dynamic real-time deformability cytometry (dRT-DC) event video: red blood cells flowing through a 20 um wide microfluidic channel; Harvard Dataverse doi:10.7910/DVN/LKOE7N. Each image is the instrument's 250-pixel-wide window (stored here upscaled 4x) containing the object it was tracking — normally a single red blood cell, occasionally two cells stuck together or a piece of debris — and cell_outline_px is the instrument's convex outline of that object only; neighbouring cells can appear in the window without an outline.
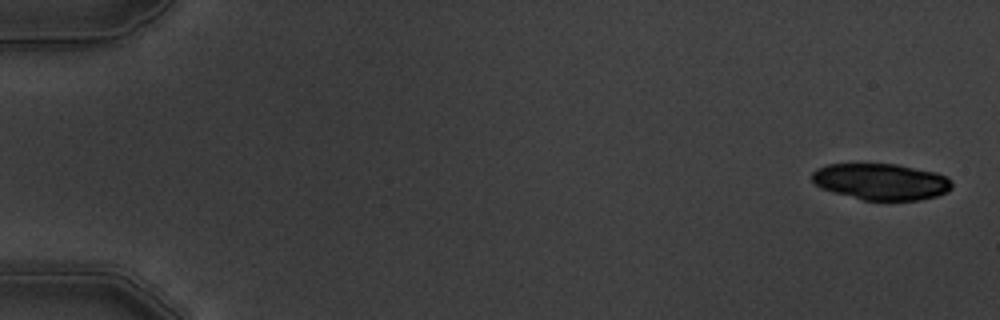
{"species": "common noctule bat (a hibernating species)", "species_latin": "Nyctalus noctula", "temperature_condition": "warm", "stored_images_in_passage": 6, "camera_frame_rate_fps": 3000, "um_per_image_px": 0.085, "animal": {"sex": "male", "body_mass_g": 19.5, "forearm_length_mm": 54.6}, "frame": {"image": 1, "passage_image": 1, "time_ms": 0.0, "image_size_px": [1000, 320], "cell_outline_px": [[952, 188], [948, 192], [936, 196], [920, 200], [864, 200], [832, 192], [820, 188], [812, 180], [812, 172], [816, 168], [828, 164], [896, 164], [936, 172], [952, 180]], "centroid_in_image_um": [74.89, 15.44], "position_along_channel_um": 10.1, "area_um2": 29.77}}
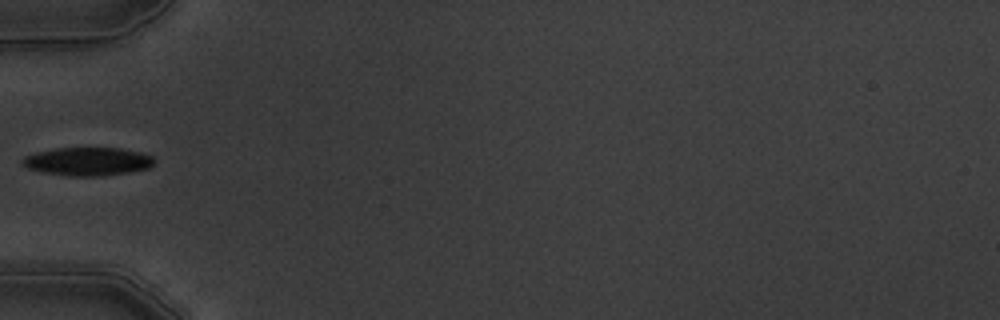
{"frame": {"image": 2, "passage_image": 6, "time_ms": 6.0, "image_size_px": [1000, 320], "cell_outline_px": [[156, 160], [148, 168], [128, 172], [100, 176], [68, 176], [44, 172], [28, 168], [20, 164], [20, 160], [24, 156], [36, 152], [56, 148], [120, 148], [140, 152], [152, 156]], "centroid_in_image_um": [7.42, 13.72], "position_along_channel_um": 77.6, "area_um2": 21.73}}